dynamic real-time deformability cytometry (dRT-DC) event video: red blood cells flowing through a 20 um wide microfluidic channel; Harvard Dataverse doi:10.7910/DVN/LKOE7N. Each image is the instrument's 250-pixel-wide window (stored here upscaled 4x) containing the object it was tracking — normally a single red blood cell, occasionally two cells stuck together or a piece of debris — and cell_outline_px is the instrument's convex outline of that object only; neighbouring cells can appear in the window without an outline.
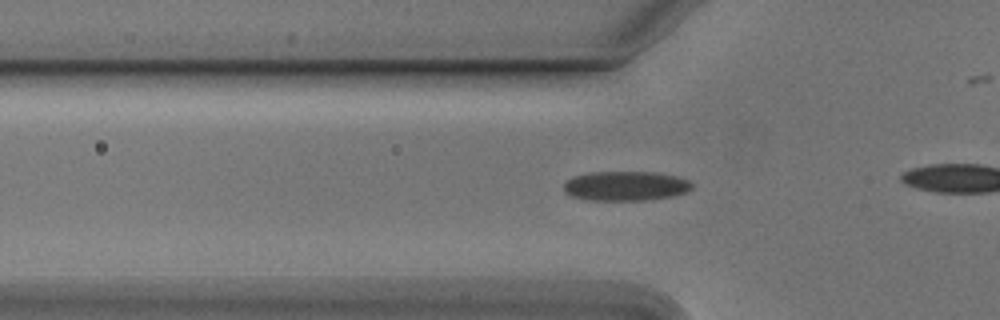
{"species": "Egyptian fruit bat (a non-hibernating species)", "species_latin": "Rousettus aegyptiacus", "temperature_condition": "cold", "stored_images_in_passage": 21, "camera_frame_rate_fps": 3000, "um_per_image_px": 0.085, "animal": {"sex": "male"}, "frame": {"image": 1, "passage_image": 15, "time_ms": 4.667, "image_size_px": [1000, 320], "cell_outline_px": [[692, 188], [688, 192], [672, 196], [648, 200], [584, 200], [572, 196], [564, 192], [564, 184], [568, 180], [576, 176], [592, 172], [652, 172], [676, 176], [688, 180], [692, 184]], "centroid_in_image_um": [53.19, 15.82], "position_along_channel_um": 72.6, "area_um2": 22.02}}